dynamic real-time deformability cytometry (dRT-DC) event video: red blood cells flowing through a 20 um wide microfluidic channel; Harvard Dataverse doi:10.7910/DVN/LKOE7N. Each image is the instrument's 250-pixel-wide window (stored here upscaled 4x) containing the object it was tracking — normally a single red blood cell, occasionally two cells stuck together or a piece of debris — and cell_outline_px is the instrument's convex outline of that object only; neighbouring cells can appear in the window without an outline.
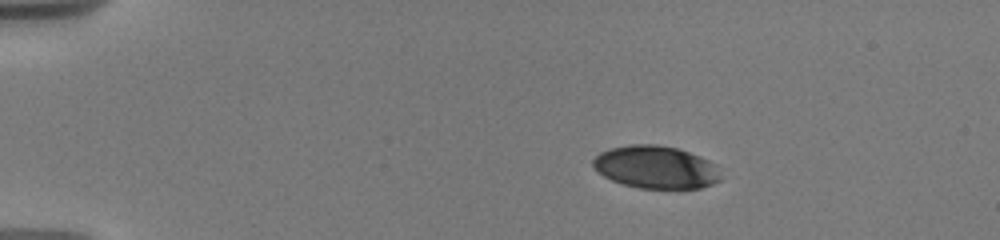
{"species": "human", "species_latin": "Homo sapiens", "temperature_condition": "warm", "stored_images_in_passage": 43, "camera_frame_rate_fps": 3000, "um_per_image_px": 0.085, "donor": {"sex": "male"}, "frame": {"image": 1, "passage_image": 1, "time_ms": 0.0, "image_size_px": [1000, 240], "cell_outline_px": [[720, 180], [712, 184], [700, 188], [640, 188], [624, 184], [612, 180], [596, 172], [592, 168], [592, 160], [600, 152], [608, 148], [628, 144], [656, 144], [676, 148], [700, 156], [708, 160], [712, 164]], "centroid_in_image_um": [55.65, 14.2], "position_along_channel_um": 29.4, "area_um2": 31.56}}
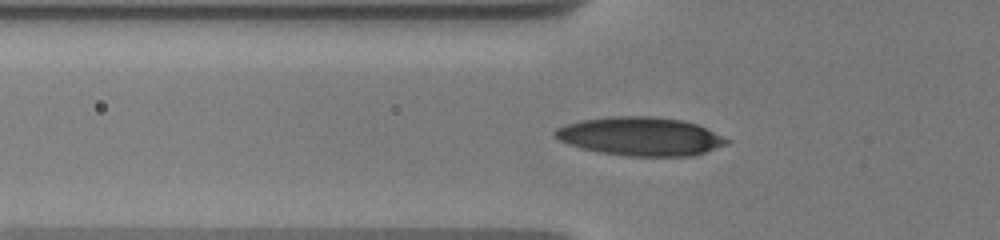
{"frame": {"image": 2, "passage_image": 26, "time_ms": 3.333, "image_size_px": [1000, 240], "cell_outline_px": [[732, 140], [728, 144], [692, 156], [628, 156], [600, 152], [568, 144], [552, 136], [552, 132], [556, 128], [564, 124], [580, 120], [608, 116], [648, 116], [684, 120], [696, 124]], "centroid_in_image_um": [54.41, 11.58], "position_along_channel_um": 71.4, "area_um2": 38.67}}
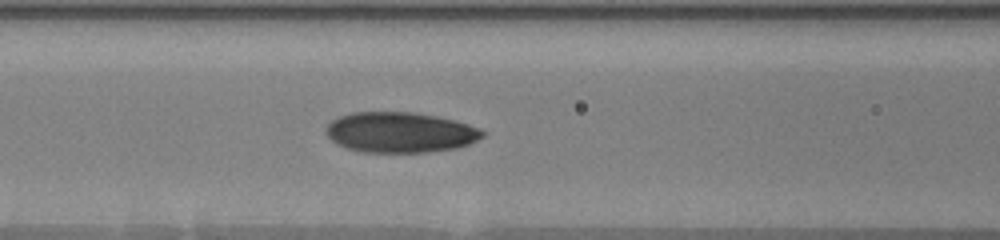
{"frame": {"image": 3, "passage_image": 37, "time_ms": 5.0, "image_size_px": [1000, 240], "cell_outline_px": [[488, 132], [484, 136], [468, 144], [456, 148], [428, 152], [360, 152], [336, 144], [328, 136], [328, 124], [332, 120], [340, 116], [352, 112], [416, 112], [436, 116], [468, 124], [480, 128]], "centroid_in_image_um": [34.04, 11.25], "position_along_channel_um": 132.6, "area_um2": 36.82}}